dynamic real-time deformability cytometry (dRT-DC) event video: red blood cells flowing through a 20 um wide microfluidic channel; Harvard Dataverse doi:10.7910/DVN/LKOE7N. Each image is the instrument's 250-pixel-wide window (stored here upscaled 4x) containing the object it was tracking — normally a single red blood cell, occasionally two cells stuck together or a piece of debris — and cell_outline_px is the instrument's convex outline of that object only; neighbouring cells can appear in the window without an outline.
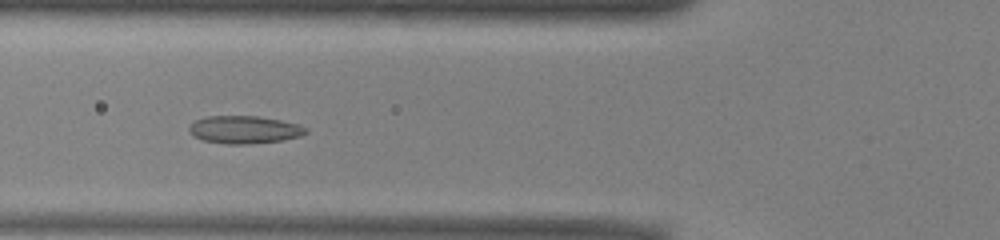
{"species": "common noctule bat (a hibernating species)", "species_latin": "Nyctalus noctula", "temperature_condition": "warm", "stored_images_in_passage": 43, "camera_frame_rate_fps": 3000, "um_per_image_px": 0.085, "animal": {"sex": "male", "body_mass_g": 13.0, "forearm_length_mm": 53.1}, "frame": {"image": 1, "passage_image": 15, "time_ms": 4.667, "image_size_px": [1000, 240], "cell_outline_px": [[308, 132], [300, 136], [280, 140], [244, 144], [228, 144], [204, 140], [192, 136], [188, 128], [196, 120], [208, 116], [256, 116], [280, 120], [296, 124], [308, 128]], "centroid_in_image_um": [20.76, 11.02], "position_along_channel_um": 105.0, "area_um2": 18.55}}
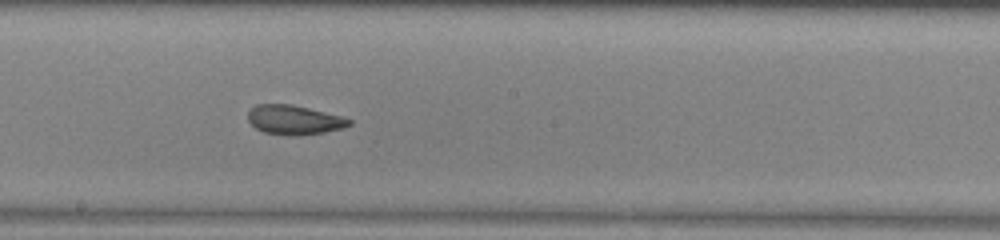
{"frame": {"image": 2, "passage_image": 24, "time_ms": 7.667, "image_size_px": [1000, 240], "cell_outline_px": [[352, 124], [344, 128], [324, 132], [300, 136], [288, 136], [264, 132], [256, 128], [248, 120], [248, 112], [256, 104], [292, 104], [340, 116], [352, 120]], "centroid_in_image_um": [25.0, 10.2], "position_along_channel_um": 223.2, "area_um2": 17.34}}
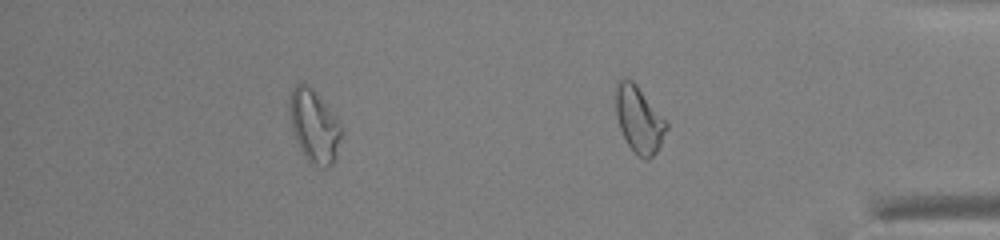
{"frame": {"image": 3, "passage_image": 37, "time_ms": 12.0, "image_size_px": [1000, 240], "cell_outline_px": [[340, 136], [336, 156], [332, 164], [328, 168], [312, 164], [308, 160], [300, 148], [292, 132], [288, 112], [288, 100], [292, 88], [296, 84], [304, 80], [316, 92], [340, 120]], "centroid_in_image_um": [26.66, 10.65], "position_along_channel_um": 408.5, "area_um2": 22.25}, "authors_computed_cell_mechanics": {"area_um2": 19.0162, "velocity_mm_per_s": 3.9475, "shape_relaxation_time_tau1_ms": 7.8872, "shape_relaxation_time_tau2_ms": 2.0994, "deformation_change_tau1": 0.1979, "deformation_change_tau2": 0.0852}}